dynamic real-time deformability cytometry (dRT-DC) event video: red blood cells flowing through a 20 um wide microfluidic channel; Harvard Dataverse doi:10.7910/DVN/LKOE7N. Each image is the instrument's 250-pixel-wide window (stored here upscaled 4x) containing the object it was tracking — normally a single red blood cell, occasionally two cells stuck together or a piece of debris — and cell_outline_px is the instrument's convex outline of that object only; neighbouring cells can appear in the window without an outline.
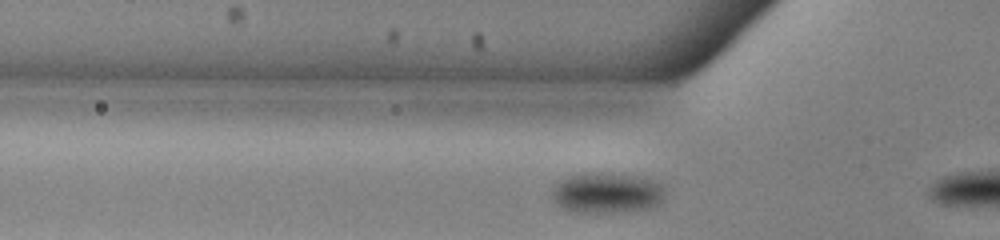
{"species": "common noctule bat (a hibernating species)", "species_latin": "Nyctalus noctula", "temperature_condition": "warm", "stored_images_in_passage": 13, "camera_frame_rate_fps": 3000, "um_per_image_px": 0.085, "animal": {"sex": "male", "body_mass_g": 13.0, "forearm_length_mm": 53.1}, "frame": {"image": 1, "passage_image": 11, "time_ms": 3.333, "image_size_px": [1000, 240], "cell_outline_px": [[664, 200], [648, 208], [636, 212], [568, 212], [556, 204], [552, 200], [552, 192], [556, 180], [580, 172], [604, 172], [636, 176], [656, 180], [664, 188]], "centroid_in_image_um": [51.54, 16.39], "position_along_channel_um": 74.3, "area_um2": 27.51}}